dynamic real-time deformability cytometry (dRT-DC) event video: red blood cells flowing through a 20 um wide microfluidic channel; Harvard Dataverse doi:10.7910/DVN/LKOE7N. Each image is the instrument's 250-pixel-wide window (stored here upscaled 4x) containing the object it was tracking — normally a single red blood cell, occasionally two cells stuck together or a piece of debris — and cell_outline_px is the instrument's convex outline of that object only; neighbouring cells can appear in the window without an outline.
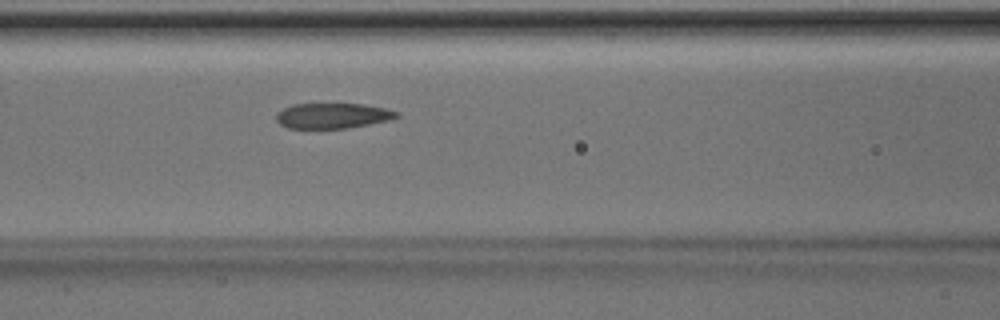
{"species": "Egyptian fruit bat (a non-hibernating species)", "species_latin": "Rousettus aegyptiacus", "temperature_condition": "room temperature", "stored_images_in_passage": 41, "camera_frame_rate_fps": 3000, "um_per_image_px": 0.085, "animal": {"sex": "male"}, "frame": {"image": 1, "passage_image": 13, "time_ms": 4.0, "image_size_px": [1000, 320], "cell_outline_px": [[400, 116], [388, 120], [368, 124], [344, 128], [288, 128], [280, 124], [276, 120], [276, 112], [292, 104], [364, 104], [384, 108], [400, 112]], "centroid_in_image_um": [28.26, 9.83], "position_along_channel_um": 138.3, "area_um2": 17.69}}
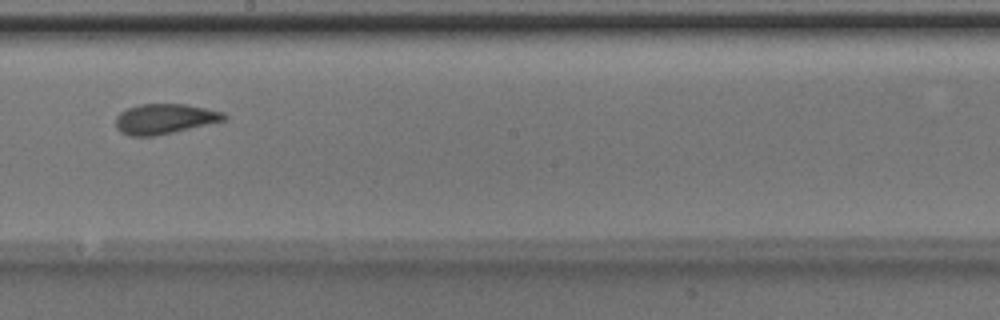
{"frame": {"image": 2, "passage_image": 20, "time_ms": 6.333, "image_size_px": [1000, 320], "cell_outline_px": [[228, 116], [224, 120], [156, 136], [128, 136], [120, 132], [116, 128], [116, 116], [120, 112], [128, 108], [140, 104], [184, 104], [224, 112]], "centroid_in_image_um": [13.95, 10.11], "position_along_channel_um": 234.3, "area_um2": 18.9}}
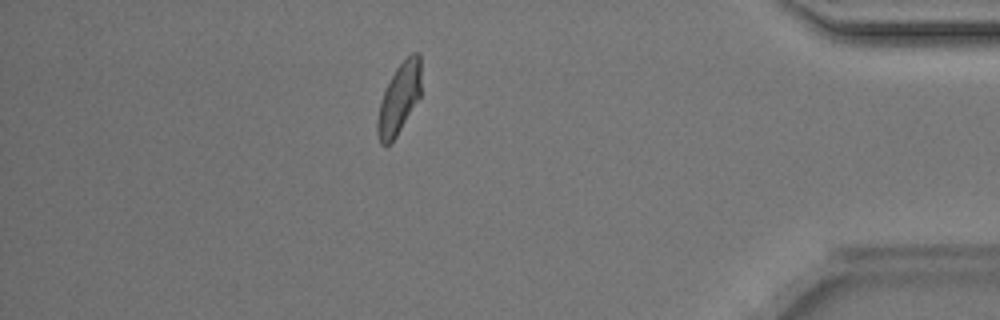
{"frame": {"image": 3, "passage_image": 35, "time_ms": 11.333, "image_size_px": [1000, 320], "cell_outline_px": [[420, 96], [396, 136], [384, 148], [380, 144], [376, 132], [376, 120], [380, 100], [396, 68], [412, 52], [420, 52]], "centroid_in_image_um": [33.89, 8.41], "position_along_channel_um": 401.3, "area_um2": 17.8}, "authors_computed_cell_mechanics": {"area_um2": 18.7272, "velocity_mm_per_s": 4.1115, "shape_relaxation_time_tau1_ms": 5.6538, "shape_relaxation_time_tau2_ms": 1.4406, "deformation_change_tau1": 0.1453, "deformation_change_tau2": 0.07}}